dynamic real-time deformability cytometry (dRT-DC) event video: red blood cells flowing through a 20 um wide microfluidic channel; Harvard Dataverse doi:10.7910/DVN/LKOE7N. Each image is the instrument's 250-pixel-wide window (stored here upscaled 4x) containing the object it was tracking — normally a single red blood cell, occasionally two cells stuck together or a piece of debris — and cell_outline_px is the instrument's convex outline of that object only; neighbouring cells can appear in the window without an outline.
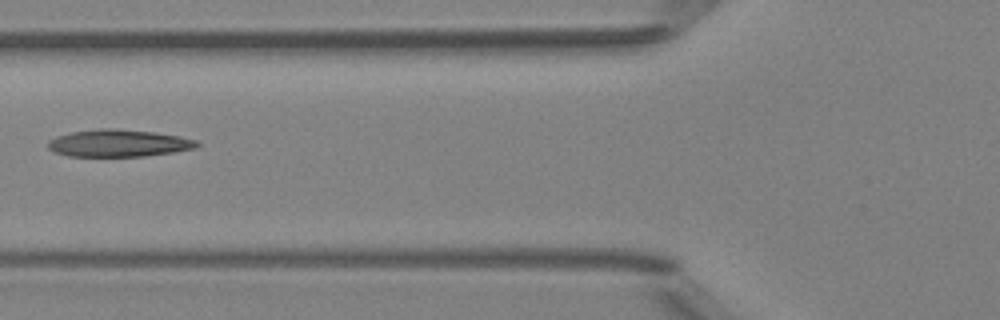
{"species": "Egyptian fruit bat (a non-hibernating species)", "species_latin": "Rousettus aegyptiacus", "temperature_condition": "room temperature", "stored_images_in_passage": 3, "camera_frame_rate_fps": 3000, "um_per_image_px": 0.085, "animal": {"sex": "female"}, "frame": {"image": 1, "passage_image": 3, "time_ms": 2.333, "image_size_px": [1000, 320], "cell_outline_px": [[200, 144], [196, 148], [172, 152], [144, 156], [68, 156], [56, 152], [48, 148], [48, 140], [56, 136], [72, 132], [100, 128], [116, 128], [152, 132], [180, 136], [196, 140]], "centroid_in_image_um": [10.07, 12.16], "position_along_channel_um": 115.7, "area_um2": 23.52}}